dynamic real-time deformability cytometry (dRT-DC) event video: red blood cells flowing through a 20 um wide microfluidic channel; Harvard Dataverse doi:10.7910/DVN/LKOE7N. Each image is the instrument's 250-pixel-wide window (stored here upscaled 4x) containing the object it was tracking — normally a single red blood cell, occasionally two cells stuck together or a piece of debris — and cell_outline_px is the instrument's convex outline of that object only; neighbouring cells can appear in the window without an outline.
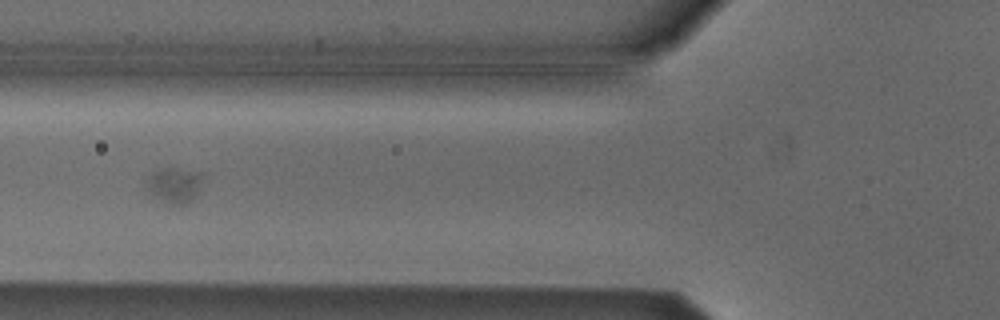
{"species": "Egyptian fruit bat (a non-hibernating species)", "species_latin": "Rousettus aegyptiacus", "temperature_condition": "cold", "stored_images_in_passage": 8, "camera_frame_rate_fps": 3000, "um_per_image_px": 0.085, "animal": {"sex": "male"}, "frame": {"image": 1, "passage_image": 6, "time_ms": 1.667, "image_size_px": [1000, 320], "cell_outline_px": [[204, 176], [196, 196], [188, 204], [172, 204], [152, 196], [148, 192], [144, 180], [152, 172], [164, 168], [176, 168], [204, 172]], "centroid_in_image_um": [14.83, 15.72], "position_along_channel_um": 111.0, "area_um2": 11.91}}
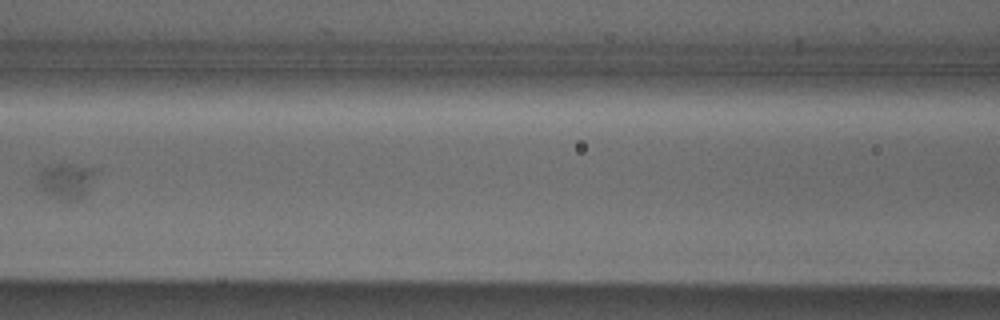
{"frame": {"image": 2, "passage_image": 7, "time_ms": 2.0, "image_size_px": [1000, 320], "cell_outline_px": [[92, 172], [88, 188], [84, 196], [76, 200], [64, 200], [48, 196], [36, 184], [36, 176], [44, 168], [56, 164], [68, 164], [92, 168]], "centroid_in_image_um": [5.49, 15.4], "position_along_channel_um": 161.1, "area_um2": 11.56}}